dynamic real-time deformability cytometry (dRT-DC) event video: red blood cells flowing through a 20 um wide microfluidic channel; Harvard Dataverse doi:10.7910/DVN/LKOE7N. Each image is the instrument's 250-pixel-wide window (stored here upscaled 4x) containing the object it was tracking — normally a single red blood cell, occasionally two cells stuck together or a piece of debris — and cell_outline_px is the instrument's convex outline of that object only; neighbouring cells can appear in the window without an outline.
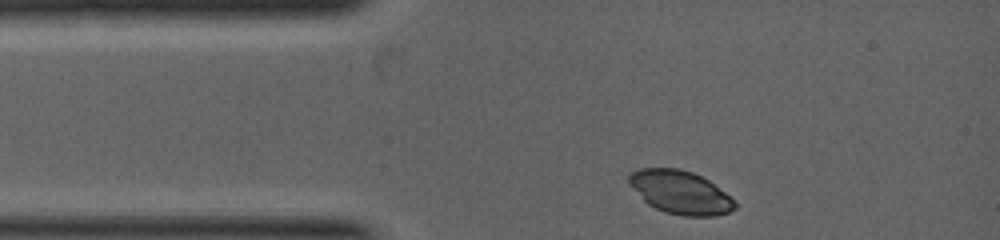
{"species": "common noctule bat (a hibernating species)", "species_latin": "Nyctalus noctula", "temperature_condition": "warm", "stored_images_in_passage": 5, "camera_frame_rate_fps": 5000, "um_per_image_px": 0.085, "animal": {"sex": "female", "body_mass_g": 19.0, "forearm_length_mm": 53.3}, "frame": {"image": 1, "passage_image": 1, "time_ms": 0.0, "image_size_px": [1000, 240], "cell_outline_px": [[736, 208], [728, 212], [716, 216], [684, 216], [664, 212], [648, 204], [628, 184], [628, 176], [632, 172], [640, 168], [680, 168], [692, 172], [708, 180], [724, 192], [736, 204]], "centroid_in_image_um": [57.8, 16.34], "position_along_channel_um": 27.2, "area_um2": 26.47}}
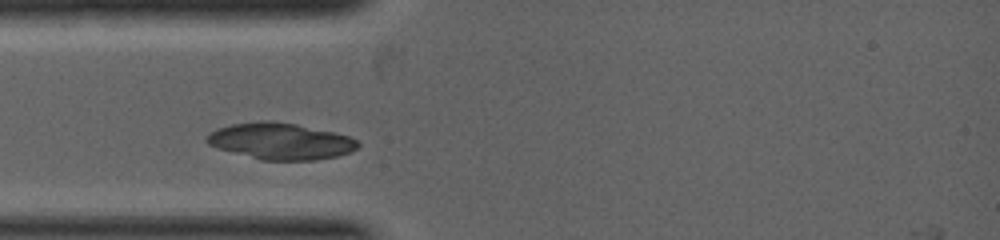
{"frame": {"image": 2, "passage_image": 3, "time_ms": 0.8, "image_size_px": [1000, 240], "cell_outline_px": [[360, 144], [356, 148], [348, 152], [336, 156], [316, 160], [260, 160], [216, 148], [208, 144], [204, 140], [216, 128], [232, 124], [260, 120], [272, 120], [296, 124], [332, 132], [348, 136], [356, 140]], "centroid_in_image_um": [23.79, 12.0], "position_along_channel_um": 61.2, "area_um2": 32.02}}
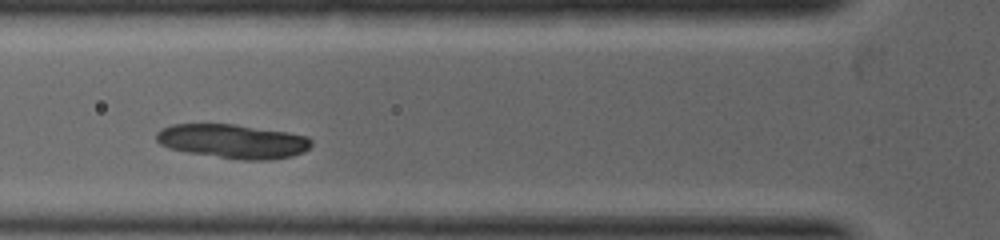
{"frame": {"image": 3, "passage_image": 4, "time_ms": 1.4, "image_size_px": [1000, 240], "cell_outline_px": [[312, 144], [304, 152], [292, 156], [268, 160], [240, 160], [188, 152], [168, 148], [160, 144], [156, 140], [156, 132], [160, 128], [172, 124], [236, 124], [288, 132], [308, 136], [312, 140]], "centroid_in_image_um": [19.79, 12.0], "position_along_channel_um": 106.0, "area_um2": 31.04}}